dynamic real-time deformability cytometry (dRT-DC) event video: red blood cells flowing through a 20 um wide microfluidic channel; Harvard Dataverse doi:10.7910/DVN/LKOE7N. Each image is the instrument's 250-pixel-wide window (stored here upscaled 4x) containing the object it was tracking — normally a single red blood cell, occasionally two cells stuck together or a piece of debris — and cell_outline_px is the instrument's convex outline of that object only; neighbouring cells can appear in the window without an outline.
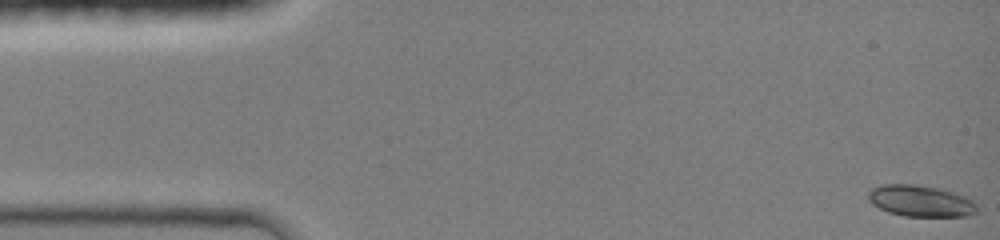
{"species": "common noctule bat (a hibernating species)", "species_latin": "Nyctalus noctula", "temperature_condition": "room temperature", "stored_images_in_passage": 27, "camera_frame_rate_fps": 3000, "um_per_image_px": 0.085, "animal": {"sex": "female", "body_mass_g": 19.0, "forearm_length_mm": 51.5}, "frame": {"image": 1, "passage_image": 1, "time_ms": 0.0, "image_size_px": [1000, 240], "cell_outline_px": [[976, 212], [968, 216], [904, 216], [888, 212], [872, 204], [868, 200], [868, 192], [872, 188], [880, 184], [916, 184], [944, 188], [968, 196], [976, 204]], "centroid_in_image_um": [78.26, 17.06], "position_along_channel_um": 6.7, "area_um2": 20.29}}
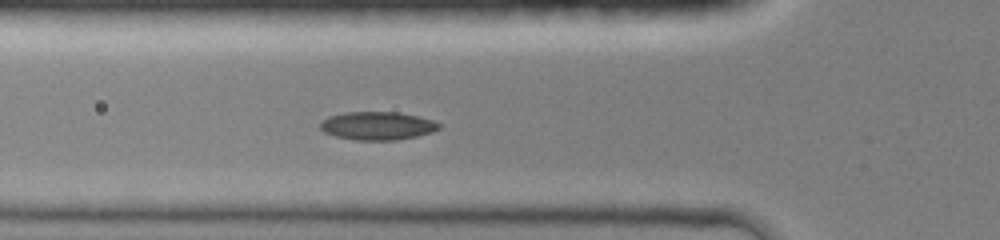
{"frame": {"image": 2, "passage_image": 16, "time_ms": 5.0, "image_size_px": [1000, 240], "cell_outline_px": [[440, 128], [432, 132], [416, 136], [396, 140], [356, 140], [336, 136], [324, 132], [320, 128], [320, 124], [328, 116], [344, 112], [400, 112], [432, 120], [440, 124]], "centroid_in_image_um": [32.07, 10.69], "position_along_channel_um": 93.7, "area_um2": 19.42}}
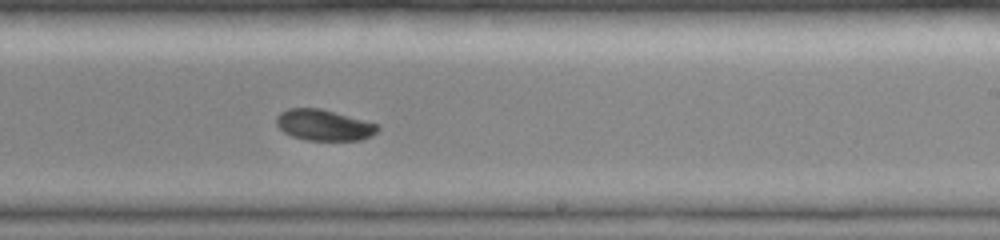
{"frame": {"image": 3, "passage_image": 27, "time_ms": 9.0, "image_size_px": [1000, 240], "cell_outline_px": [[380, 128], [376, 132], [360, 140], [308, 140], [292, 136], [284, 132], [276, 124], [276, 116], [280, 112], [288, 108], [320, 108], [380, 124]], "centroid_in_image_um": [27.52, 10.62], "position_along_channel_um": 261.5, "area_um2": 18.26}}